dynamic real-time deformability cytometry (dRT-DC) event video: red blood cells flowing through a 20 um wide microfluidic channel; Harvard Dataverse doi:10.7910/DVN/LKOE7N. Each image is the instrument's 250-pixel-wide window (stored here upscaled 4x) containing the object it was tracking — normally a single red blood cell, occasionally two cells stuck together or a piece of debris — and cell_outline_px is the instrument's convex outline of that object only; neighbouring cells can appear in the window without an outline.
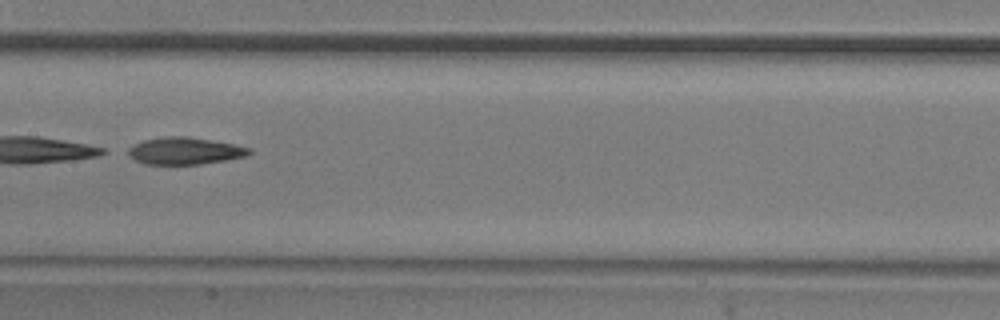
{"species": "common noctule bat (a hibernating species)", "species_latin": "Nyctalus noctula", "temperature_condition": "room temperature", "stored_images_in_passage": 52, "camera_frame_rate_fps": 3000, "um_per_image_px": 0.085, "animal": {"sex": "male", "body_mass_g": 20.5, "forearm_length_mm": 52.5}, "frame": {"image": 1, "passage_image": 26, "time_ms": 8.333, "image_size_px": [1000, 320], "cell_outline_px": [[252, 152], [248, 156], [228, 160], [200, 164], [144, 164], [120, 152], [144, 140], [164, 136], [188, 136], [212, 140], [252, 148]], "centroid_in_image_um": [15.68, 12.83], "position_along_channel_um": 191.7, "area_um2": 19.42}}
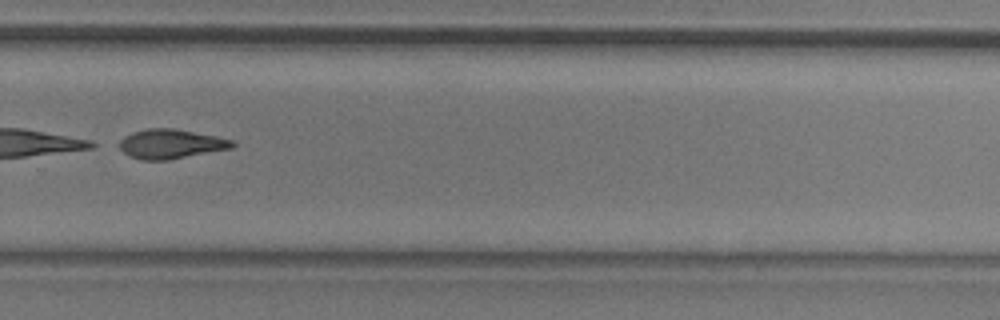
{"frame": {"image": 2, "passage_image": 36, "time_ms": 11.667, "image_size_px": [1000, 320], "cell_outline_px": [[236, 144], [232, 148], [168, 160], [140, 160], [128, 156], [112, 144], [124, 136], [132, 132], [148, 128], [176, 128], [216, 136], [232, 140]], "centroid_in_image_um": [14.42, 12.23], "position_along_channel_um": 315.4, "area_um2": 19.83}}